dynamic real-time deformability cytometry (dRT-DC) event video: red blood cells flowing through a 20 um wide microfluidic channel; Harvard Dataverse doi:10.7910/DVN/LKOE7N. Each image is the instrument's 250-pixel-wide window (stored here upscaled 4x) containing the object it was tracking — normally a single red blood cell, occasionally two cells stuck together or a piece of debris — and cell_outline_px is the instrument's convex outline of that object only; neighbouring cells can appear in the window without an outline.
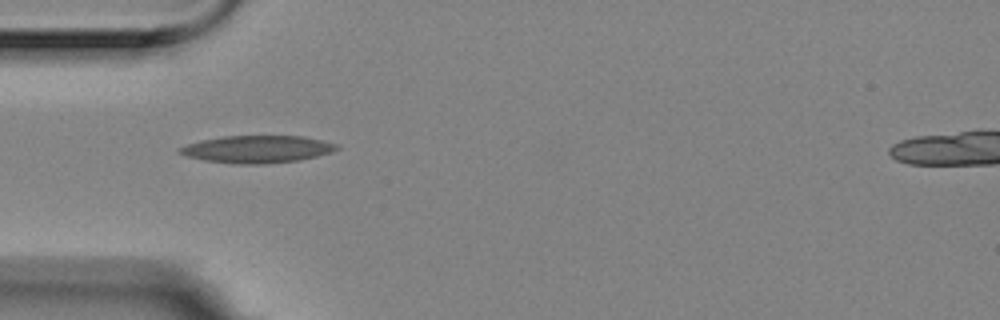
{"species": "Egyptian fruit bat (a non-hibernating species)", "species_latin": "Rousettus aegyptiacus", "temperature_condition": "room temperature", "stored_images_in_passage": 5, "camera_frame_rate_fps": 3000, "um_per_image_px": 0.085, "animal": {"sex": "female"}, "frame": {"image": 1, "passage_image": 5, "time_ms": 1.333, "image_size_px": [1000, 320], "cell_outline_px": [[340, 148], [332, 152], [300, 160], [256, 164], [236, 164], [204, 160], [188, 156], [176, 152], [176, 148], [200, 140], [224, 136], [304, 136], [336, 144]], "centroid_in_image_um": [21.82, 12.68], "position_along_channel_um": 63.2, "area_um2": 24.91}}